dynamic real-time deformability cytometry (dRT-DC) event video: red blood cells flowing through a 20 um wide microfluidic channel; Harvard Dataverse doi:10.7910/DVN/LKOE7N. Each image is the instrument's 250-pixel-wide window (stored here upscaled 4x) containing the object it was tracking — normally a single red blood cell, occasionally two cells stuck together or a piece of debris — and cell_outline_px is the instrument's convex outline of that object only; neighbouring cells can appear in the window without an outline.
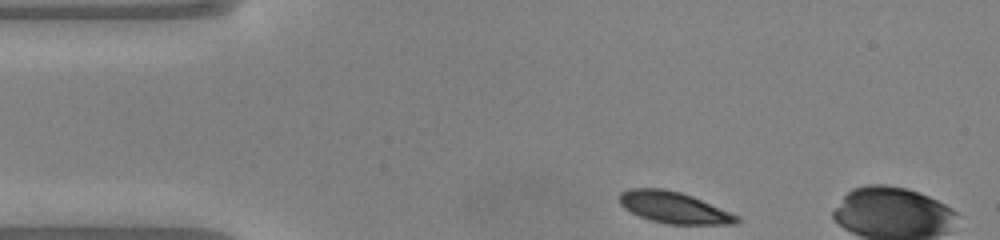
{"species": "common noctule bat (a hibernating species)", "species_latin": "Nyctalus noctula", "temperature_condition": "warm", "stored_images_in_passage": 5, "camera_frame_rate_fps": 3000, "um_per_image_px": 0.085, "animal": {"sex": "male", "body_mass_g": 20.0, "forearm_length_mm": 53.3}, "frame": {"image": 1, "passage_image": 1, "time_ms": 0.0, "image_size_px": [1000, 240], "cell_outline_px": [[740, 220], [736, 224], [668, 224], [652, 220], [640, 216], [624, 208], [620, 204], [620, 192], [628, 188], [664, 188], [680, 192], [692, 196], [740, 216]], "centroid_in_image_um": [57.28, 17.63], "position_along_channel_um": 27.7, "area_um2": 21.39}}